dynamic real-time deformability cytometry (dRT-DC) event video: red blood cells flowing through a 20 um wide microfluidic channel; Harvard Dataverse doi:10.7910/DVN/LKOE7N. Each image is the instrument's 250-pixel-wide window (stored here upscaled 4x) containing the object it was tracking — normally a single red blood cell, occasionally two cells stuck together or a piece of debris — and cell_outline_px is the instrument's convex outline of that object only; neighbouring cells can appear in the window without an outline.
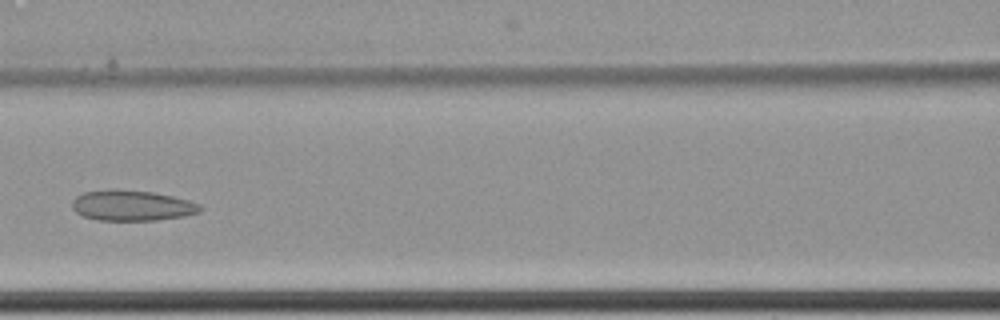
{"species": "common noctule bat (a hibernating species)", "species_latin": "Nyctalus noctula", "temperature_condition": "cold", "stored_images_in_passage": 9, "camera_frame_rate_fps": 3000, "um_per_image_px": 0.085, "animal": {"sex": "female", "body_mass_g": 22.7, "forearm_length_mm": 54.2}, "frame": {"image": 1, "passage_image": 7, "time_ms": 2.0, "image_size_px": [1000, 320], "cell_outline_px": [[204, 208], [200, 212], [180, 216], [156, 220], [96, 220], [84, 216], [76, 212], [72, 208], [72, 200], [76, 196], [84, 192], [112, 188], [116, 188], [152, 192], [172, 196], [188, 200], [200, 204]], "centroid_in_image_um": [11.19, 17.45], "position_along_channel_um": 155.4, "area_um2": 22.89}}
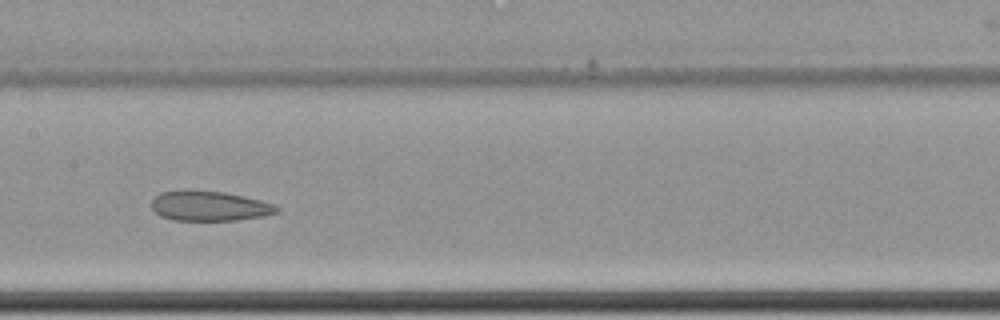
{"frame": {"image": 2, "passage_image": 8, "time_ms": 2.333, "image_size_px": [1000, 320], "cell_outline_px": [[280, 212], [264, 216], [236, 220], [172, 220], [160, 216], [152, 208], [152, 200], [160, 192], [184, 188], [192, 188], [224, 192], [244, 196], [260, 200], [272, 204], [280, 208]], "centroid_in_image_um": [17.77, 17.48], "position_along_channel_um": 189.6, "area_um2": 22.31}}
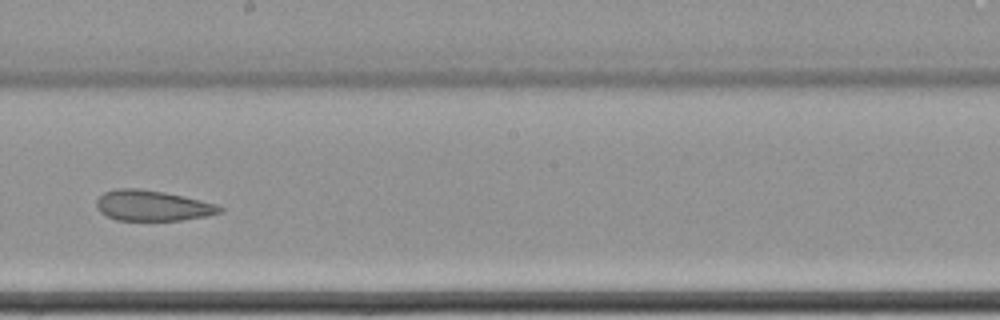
{"frame": {"image": 3, "passage_image": 9, "time_ms": 2.667, "image_size_px": [1000, 320], "cell_outline_px": [[224, 212], [208, 216], [180, 220], [116, 220], [100, 212], [96, 208], [96, 200], [104, 192], [116, 188], [140, 188], [164, 192], [200, 200], [216, 204], [224, 208]], "centroid_in_image_um": [12.96, 17.47], "position_along_channel_um": 235.2, "area_um2": 22.02}}